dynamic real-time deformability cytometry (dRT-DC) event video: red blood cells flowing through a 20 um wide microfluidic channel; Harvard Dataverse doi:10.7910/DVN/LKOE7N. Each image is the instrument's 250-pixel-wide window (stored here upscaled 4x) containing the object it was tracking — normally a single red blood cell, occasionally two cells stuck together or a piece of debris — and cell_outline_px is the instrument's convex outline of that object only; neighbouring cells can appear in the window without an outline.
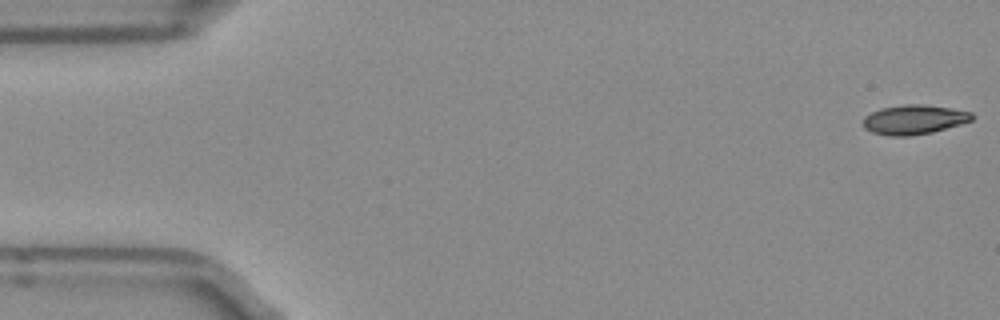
{"species": "Egyptian fruit bat (a non-hibernating species)", "species_latin": "Rousettus aegyptiacus", "temperature_condition": "room temperature", "stored_images_in_passage": 51, "camera_frame_rate_fps": 3000, "um_per_image_px": 0.085, "frame": {"image": 1, "passage_image": 1, "time_ms": 0.0, "image_size_px": [1000, 320], "cell_outline_px": [[972, 120], [960, 124], [932, 132], [908, 136], [892, 136], [872, 132], [864, 128], [864, 116], [880, 108], [904, 104], [920, 104], [948, 108], [972, 112]], "centroid_in_image_um": [77.66, 10.16], "position_along_channel_um": 7.3, "area_um2": 18.44}}
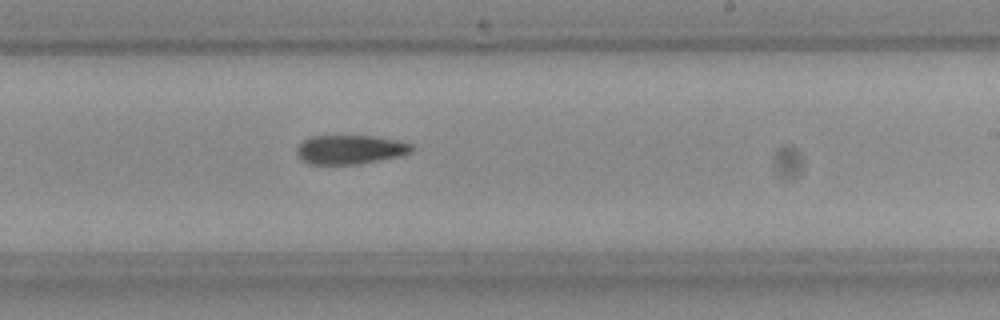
{"frame": {"image": 2, "passage_image": 30, "time_ms": 9.667, "image_size_px": [1000, 320], "cell_outline_px": [[416, 148], [412, 152], [400, 156], [356, 164], [308, 164], [300, 160], [296, 152], [296, 148], [304, 140], [312, 136], [372, 136], [400, 140], [412, 144]], "centroid_in_image_um": [29.78, 12.71], "position_along_channel_um": 259.2, "area_um2": 19.59}}
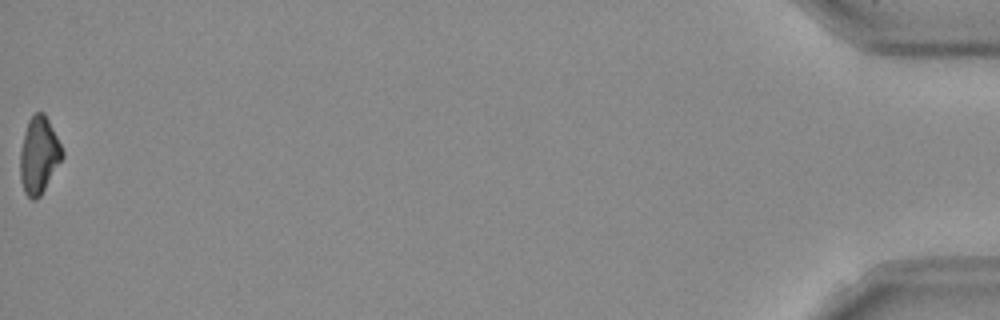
{"frame": {"image": 3, "passage_image": 51, "time_ms": 16.667, "image_size_px": [1000, 320], "cell_outline_px": [[64, 156], [40, 196], [36, 200], [32, 200], [24, 192], [20, 180], [20, 152], [28, 120], [36, 112], [44, 112], [64, 152]], "centroid_in_image_um": [3.3, 13.22], "position_along_channel_um": 431.9, "area_um2": 18.61}}